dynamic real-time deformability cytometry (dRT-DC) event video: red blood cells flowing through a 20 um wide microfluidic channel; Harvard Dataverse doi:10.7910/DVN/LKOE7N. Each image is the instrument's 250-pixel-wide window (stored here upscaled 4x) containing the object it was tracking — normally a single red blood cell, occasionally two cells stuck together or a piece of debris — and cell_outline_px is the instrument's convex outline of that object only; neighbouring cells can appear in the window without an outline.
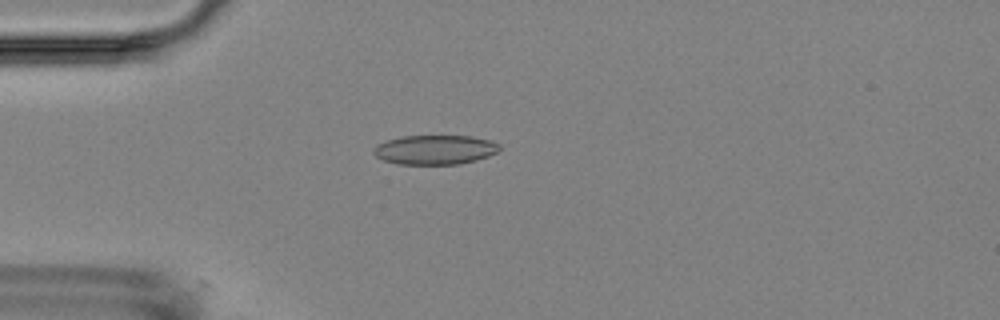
{"species": "Egyptian fruit bat (a non-hibernating species)", "species_latin": "Rousettus aegyptiacus", "temperature_condition": "room temperature", "stored_images_in_passage": 2, "camera_frame_rate_fps": 3000, "um_per_image_px": 0.085, "animal": {"sex": "female"}, "frame": {"image": 1, "passage_image": 2, "time_ms": 1.667, "image_size_px": [1000, 320], "cell_outline_px": [[500, 148], [496, 152], [488, 156], [476, 160], [460, 164], [396, 164], [384, 160], [376, 156], [372, 152], [372, 148], [376, 144], [388, 140], [404, 136], [472, 136], [492, 140], [500, 144]], "centroid_in_image_um": [36.97, 12.72], "position_along_channel_um": 48.0, "area_um2": 21.68}}